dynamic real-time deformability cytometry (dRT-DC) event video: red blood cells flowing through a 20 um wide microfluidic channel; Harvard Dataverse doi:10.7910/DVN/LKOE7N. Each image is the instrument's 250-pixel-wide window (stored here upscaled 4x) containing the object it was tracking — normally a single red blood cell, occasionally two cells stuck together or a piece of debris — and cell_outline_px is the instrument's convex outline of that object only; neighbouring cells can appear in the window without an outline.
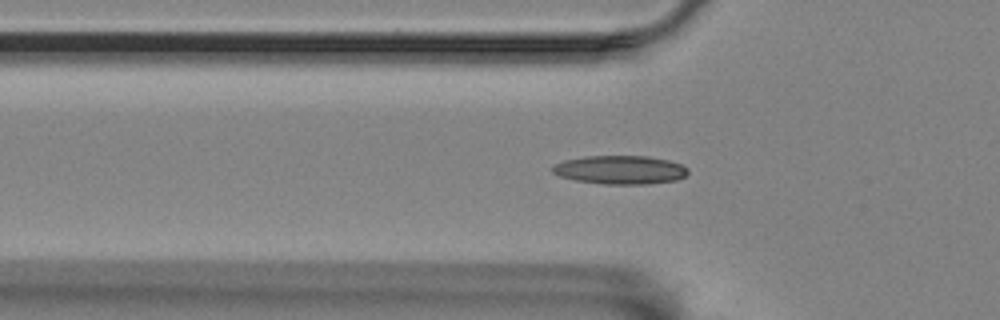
{"species": "Egyptian fruit bat (a non-hibernating species)", "species_latin": "Rousettus aegyptiacus", "temperature_condition": "room temperature", "stored_images_in_passage": 47, "segment_of_instrument_passage": [1, 2], "camera_frame_rate_fps": 3000, "um_per_image_px": 0.085, "animal": {"sex": "female"}, "frame": {"image": 1, "passage_image": 7, "time_ms": 2.0, "image_size_px": [1000, 320], "cell_outline_px": [[688, 172], [684, 176], [676, 180], [648, 184], [604, 184], [576, 180], [560, 176], [552, 172], [552, 168], [556, 164], [564, 160], [588, 156], [648, 156], [668, 160], [680, 164], [688, 168]], "centroid_in_image_um": [52.73, 14.43], "position_along_channel_um": 73.1, "area_um2": 22.43}}
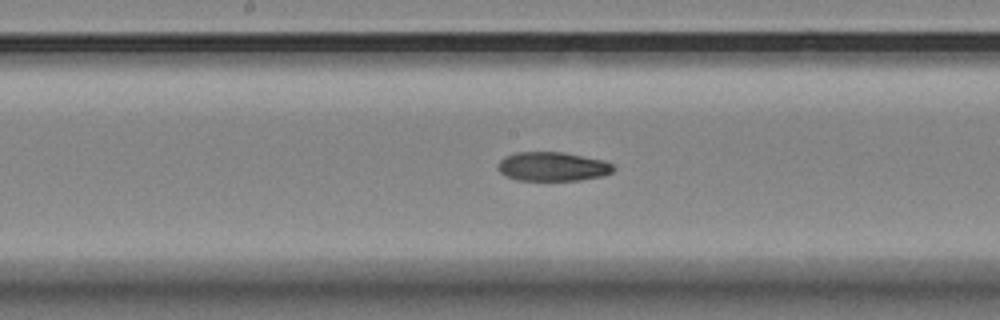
{"frame": {"image": 2, "passage_image": 18, "time_ms": 5.667, "image_size_px": [1000, 320], "cell_outline_px": [[616, 168], [612, 172], [604, 176], [580, 180], [516, 180], [504, 176], [500, 172], [500, 160], [504, 156], [516, 152], [560, 152], [604, 160], [612, 164]], "centroid_in_image_um": [46.99, 14.16], "position_along_channel_um": 201.2, "area_um2": 19.54}}
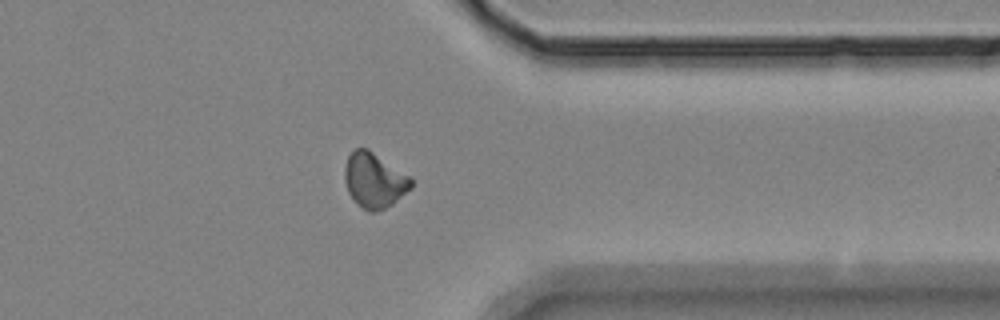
{"frame": {"image": 3, "passage_image": 34, "time_ms": 11.0, "image_size_px": [1000, 320], "cell_outline_px": [[412, 188], [392, 204], [376, 212], [368, 212], [356, 204], [348, 192], [344, 180], [344, 168], [348, 156], [352, 148], [368, 148], [408, 176], [412, 180]], "centroid_in_image_um": [31.77, 15.33], "position_along_channel_um": 379.6, "area_um2": 21.33}}